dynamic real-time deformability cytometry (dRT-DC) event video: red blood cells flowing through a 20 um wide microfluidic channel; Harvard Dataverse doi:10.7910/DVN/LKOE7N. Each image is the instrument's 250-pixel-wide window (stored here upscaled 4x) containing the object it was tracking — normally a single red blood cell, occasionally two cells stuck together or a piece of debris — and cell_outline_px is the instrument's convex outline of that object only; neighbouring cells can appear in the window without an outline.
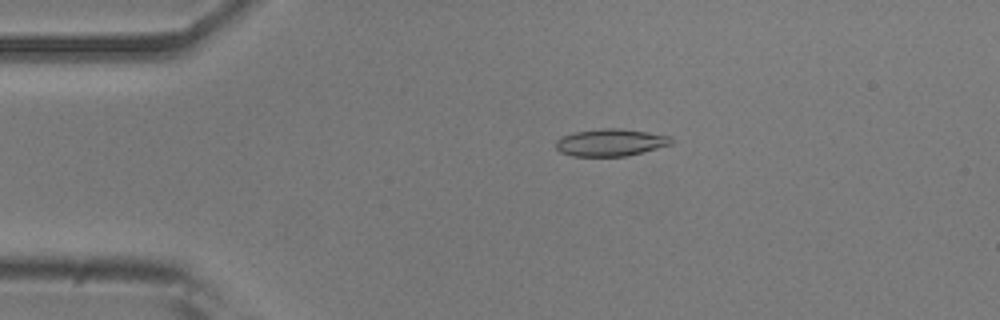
{"species": "common noctule bat (a hibernating species)", "species_latin": "Nyctalus noctula", "temperature_condition": "room temperature", "stored_images_in_passage": 53, "camera_frame_rate_fps": 3000, "um_per_image_px": 0.085, "animal": {"sex": "male", "body_mass_g": 20.5, "forearm_length_mm": 52.5}, "frame": {"image": 1, "passage_image": 11, "time_ms": 3.333, "image_size_px": [1000, 320], "cell_outline_px": [[672, 144], [644, 152], [628, 156], [572, 156], [560, 152], [556, 148], [556, 140], [560, 136], [576, 132], [604, 128], [620, 128], [648, 132], [672, 136]], "centroid_in_image_um": [51.91, 12.11], "position_along_channel_um": 33.1, "area_um2": 18.44}}
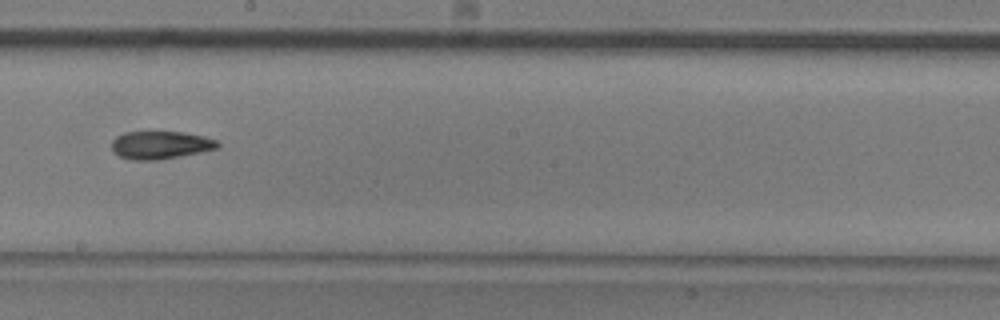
{"frame": {"image": 2, "passage_image": 30, "time_ms": 9.667, "image_size_px": [1000, 320], "cell_outline_px": [[220, 148], [180, 156], [156, 160], [132, 160], [120, 156], [112, 148], [112, 140], [116, 136], [124, 132], [148, 128], [184, 132], [204, 136], [216, 140], [220, 144]], "centroid_in_image_um": [13.63, 12.26], "position_along_channel_um": 234.6, "area_um2": 18.03}}
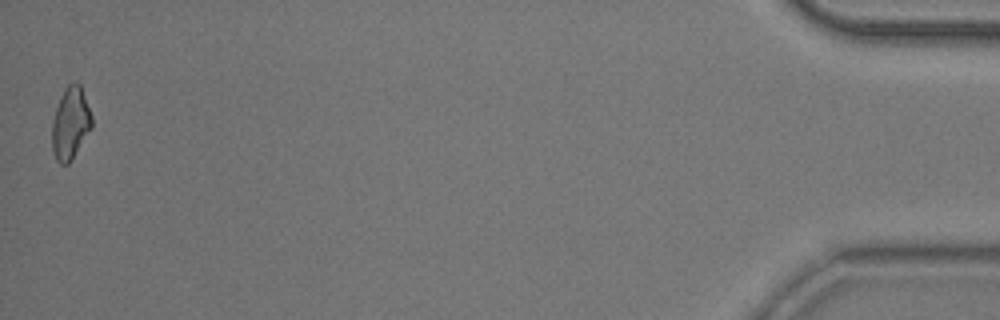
{"frame": {"image": 3, "passage_image": 53, "time_ms": 17.333, "image_size_px": [1000, 320], "cell_outline_px": [[92, 128], [68, 164], [60, 164], [56, 160], [52, 152], [52, 120], [60, 96], [64, 88], [72, 80], [76, 80], [80, 84], [92, 116]], "centroid_in_image_um": [5.98, 10.44], "position_along_channel_um": 429.2, "area_um2": 16.88}, "authors_computed_cell_mechanics": {"area_um2": 17.629, "velocity_mm_per_s": 3.7976, "shape_relaxation_time_tau1_ms": 7.6266, "shape_relaxation_time_tau2_ms": 9.2727, "deformation_change_tau1": 0.1777, "deformation_change_tau2": 0.1891}}